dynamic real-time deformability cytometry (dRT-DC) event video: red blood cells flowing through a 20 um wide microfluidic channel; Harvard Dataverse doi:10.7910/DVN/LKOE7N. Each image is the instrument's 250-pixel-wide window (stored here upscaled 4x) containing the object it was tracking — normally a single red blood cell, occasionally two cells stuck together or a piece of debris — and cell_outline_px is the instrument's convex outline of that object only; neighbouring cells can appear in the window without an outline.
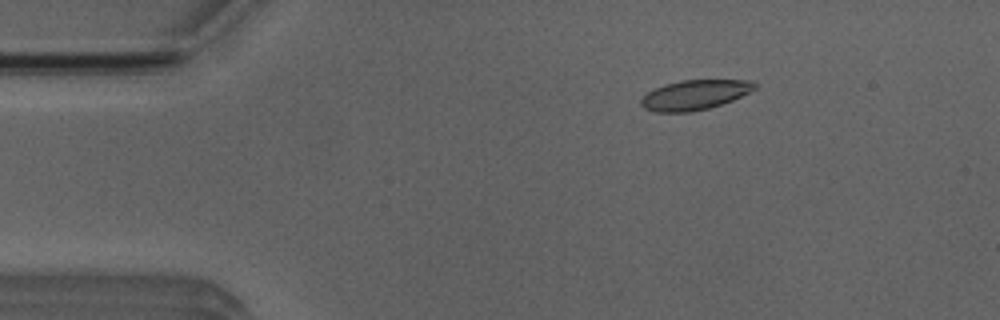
{"species": "Egyptian fruit bat (a non-hibernating species)", "species_latin": "Rousettus aegyptiacus", "temperature_condition": "room temperature", "stored_images_in_passage": 5, "camera_frame_rate_fps": 3000, "um_per_image_px": 0.085, "animal": {"sex": "male"}, "frame": {"image": 1, "passage_image": 3, "time_ms": 2.333, "image_size_px": [1000, 320], "cell_outline_px": [[756, 88], [732, 100], [708, 108], [692, 112], [656, 112], [644, 108], [640, 104], [640, 100], [648, 92], [664, 84], [680, 80], [752, 80], [756, 84]], "centroid_in_image_um": [59.03, 8.06], "position_along_channel_um": 26.0, "area_um2": 19.59}}
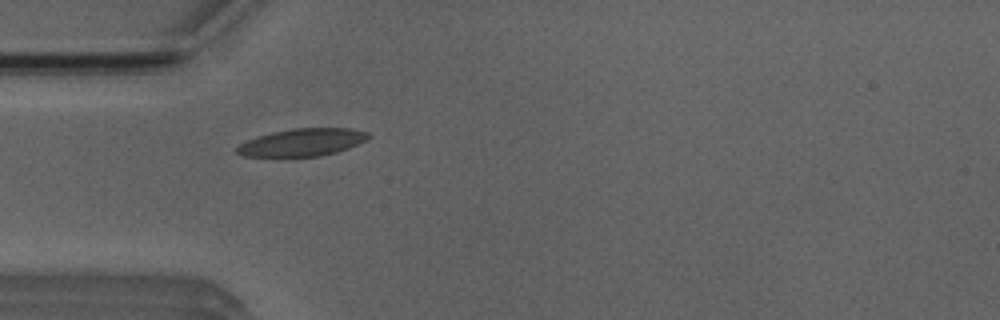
{"frame": {"image": 2, "passage_image": 5, "time_ms": 4.667, "image_size_px": [1000, 320], "cell_outline_px": [[372, 136], [368, 140], [336, 152], [320, 156], [244, 156], [236, 152], [236, 148], [240, 144], [256, 136], [272, 132], [292, 128], [352, 128], [368, 132]], "centroid_in_image_um": [25.73, 12.08], "position_along_channel_um": 59.3, "area_um2": 21.04}}